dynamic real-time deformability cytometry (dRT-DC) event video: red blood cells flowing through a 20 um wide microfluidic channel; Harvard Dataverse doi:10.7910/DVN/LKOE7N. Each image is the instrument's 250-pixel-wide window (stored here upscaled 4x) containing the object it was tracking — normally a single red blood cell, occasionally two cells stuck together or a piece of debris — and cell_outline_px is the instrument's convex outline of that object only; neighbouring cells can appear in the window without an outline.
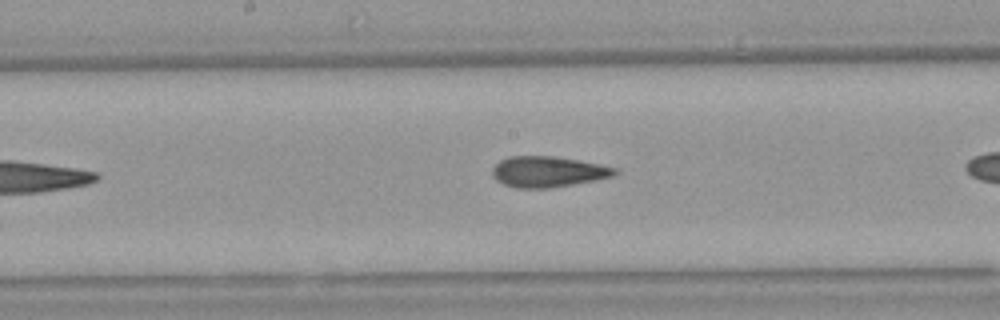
{"species": "Egyptian fruit bat (a non-hibernating species)", "species_latin": "Rousettus aegyptiacus", "temperature_condition": "warm", "stored_images_in_passage": 18, "camera_frame_rate_fps": 3000, "um_per_image_px": 0.085, "animal": {"sex": "female"}, "frame": {"image": 1, "passage_image": 13, "time_ms": 4.0, "image_size_px": [1000, 320], "cell_outline_px": [[620, 172], [612, 176], [596, 180], [548, 188], [516, 188], [504, 184], [496, 180], [492, 176], [492, 168], [500, 160], [508, 156], [556, 156], [600, 164], [616, 168]], "centroid_in_image_um": [46.56, 14.59], "position_along_channel_um": 201.6, "area_um2": 22.02}}